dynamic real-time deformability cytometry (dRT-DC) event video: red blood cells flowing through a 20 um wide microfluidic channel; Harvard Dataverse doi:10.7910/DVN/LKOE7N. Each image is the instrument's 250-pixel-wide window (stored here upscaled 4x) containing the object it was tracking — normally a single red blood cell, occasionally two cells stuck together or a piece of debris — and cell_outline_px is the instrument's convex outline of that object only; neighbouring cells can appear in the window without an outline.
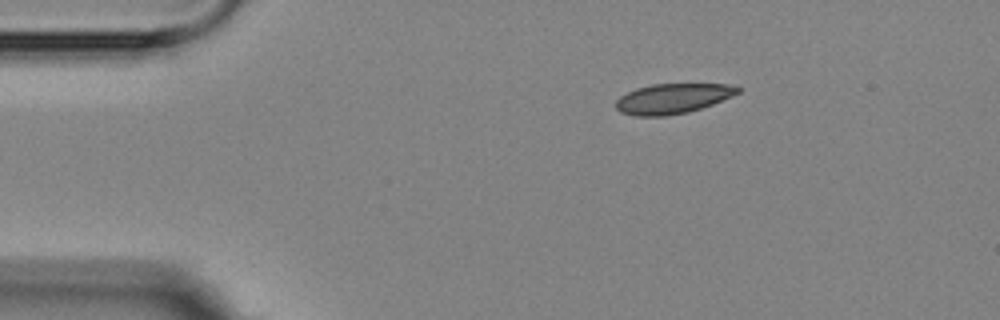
{"species": "Egyptian fruit bat (a non-hibernating species)", "species_latin": "Rousettus aegyptiacus", "temperature_condition": "room temperature", "stored_images_in_passage": 3, "camera_frame_rate_fps": 3000, "um_per_image_px": 0.085, "animal": {"sex": "female"}, "frame": {"image": 1, "passage_image": 1, "time_ms": 0.0, "image_size_px": [1000, 320], "cell_outline_px": [[740, 92], [732, 96], [712, 104], [688, 112], [664, 116], [636, 116], [620, 112], [616, 108], [616, 100], [620, 96], [636, 88], [652, 84], [728, 84], [740, 88]], "centroid_in_image_um": [57.15, 8.38], "position_along_channel_um": 27.8, "area_um2": 21.21}}
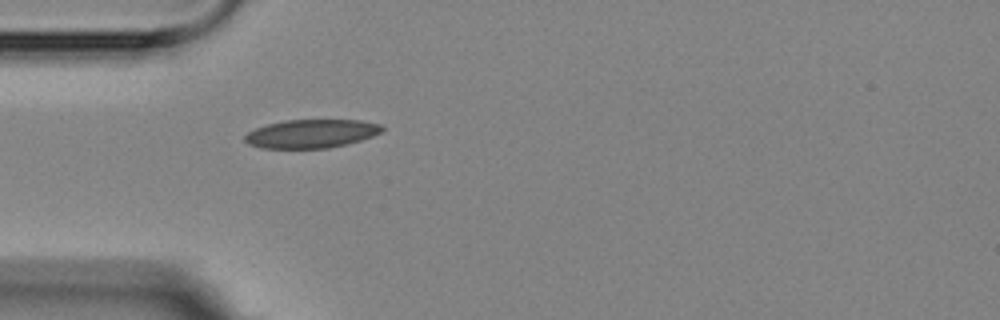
{"frame": {"image": 2, "passage_image": 3, "time_ms": 2.333, "image_size_px": [1000, 320], "cell_outline_px": [[384, 128], [380, 132], [372, 136], [360, 140], [328, 148], [260, 148], [248, 144], [244, 140], [244, 136], [248, 132], [256, 128], [268, 124], [284, 120], [360, 120], [380, 124]], "centroid_in_image_um": [26.43, 11.36], "position_along_channel_um": 58.6, "area_um2": 22.66}}